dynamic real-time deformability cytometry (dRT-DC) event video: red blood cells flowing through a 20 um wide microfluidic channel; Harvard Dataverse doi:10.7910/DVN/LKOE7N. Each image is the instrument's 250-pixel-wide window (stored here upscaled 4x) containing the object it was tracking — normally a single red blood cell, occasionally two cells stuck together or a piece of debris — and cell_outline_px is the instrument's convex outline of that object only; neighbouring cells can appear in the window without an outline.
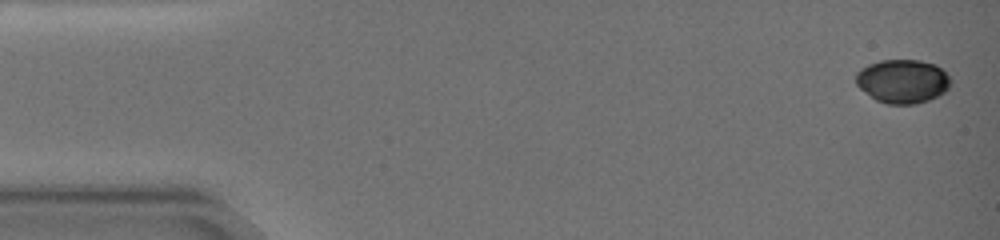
{"species": "common noctule bat (a hibernating species)", "species_latin": "Nyctalus noctula", "temperature_condition": "warm", "stored_images_in_passage": 32, "camera_frame_rate_fps": 3000, "um_per_image_px": 0.085, "animal": {"sex": "female", "body_mass_g": 19.0, "forearm_length_mm": 51.5}, "frame": {"image": 1, "passage_image": 1, "time_ms": 0.0, "image_size_px": [1000, 240], "cell_outline_px": [[952, 80], [948, 88], [944, 92], [928, 100], [916, 104], [888, 104], [876, 100], [860, 88], [856, 84], [856, 72], [860, 68], [868, 64], [880, 60], [920, 60], [936, 64]], "centroid_in_image_um": [76.71, 6.89], "position_along_channel_um": 8.3, "area_um2": 24.16}}
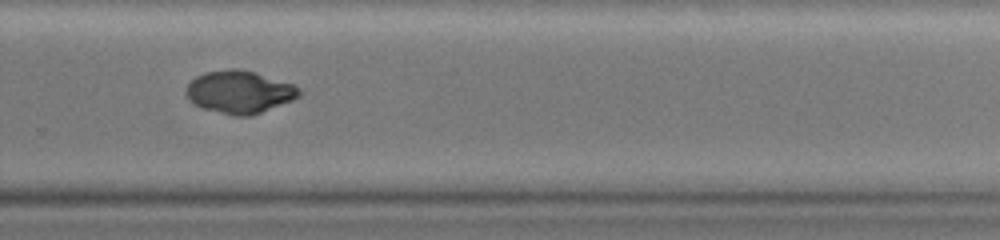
{"frame": {"image": 2, "passage_image": 23, "time_ms": 12.667, "image_size_px": [1000, 240], "cell_outline_px": [[304, 92], [300, 96], [292, 100], [252, 116], [236, 116], [204, 108], [188, 100], [184, 92], [188, 84], [196, 76], [208, 72], [232, 68], [236, 68], [256, 72], [292, 84], [300, 88]], "centroid_in_image_um": [20.37, 7.81], "position_along_channel_um": 309.4, "area_um2": 28.03}}
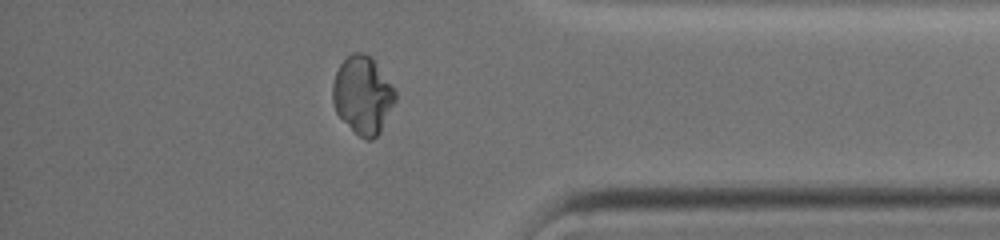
{"frame": {"image": 3, "passage_image": 28, "time_ms": 15.667, "image_size_px": [1000, 240], "cell_outline_px": [[396, 100], [380, 132], [372, 140], [364, 140], [336, 112], [332, 100], [332, 84], [336, 72], [340, 64], [352, 52], [364, 52], [372, 56], [396, 92]], "centroid_in_image_um": [30.83, 8.05], "position_along_channel_um": 404.4, "area_um2": 28.21}}